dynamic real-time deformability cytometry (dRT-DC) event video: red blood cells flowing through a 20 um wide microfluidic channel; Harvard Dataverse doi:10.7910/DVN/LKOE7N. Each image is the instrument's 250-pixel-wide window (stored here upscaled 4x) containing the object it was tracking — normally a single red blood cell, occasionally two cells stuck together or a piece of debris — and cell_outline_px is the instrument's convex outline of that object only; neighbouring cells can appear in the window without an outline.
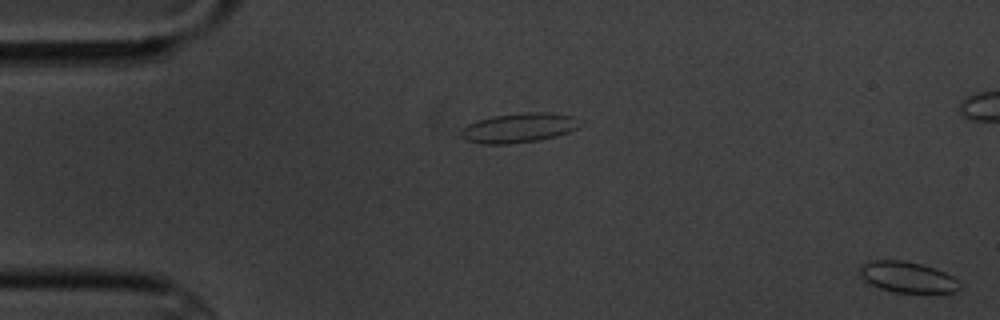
{"species": "common noctule bat (a hibernating species)", "species_latin": "Nyctalus noctula", "temperature_condition": "cold", "stored_images_in_passage": 4, "segment_of_instrument_passage": [2, 2], "camera_frame_rate_fps": 3000, "um_per_image_px": 0.085, "animal": {"sex": "male", "body_mass_g": 20.1, "forearm_length_mm": 53.5}, "frame": {"image": 1, "passage_image": 4, "time_ms": 4.333, "image_size_px": [1000, 320], "cell_outline_px": [[960, 288], [952, 292], [896, 292], [880, 288], [868, 284], [856, 272], [864, 264], [872, 260], [904, 260], [936, 268], [952, 276], [960, 284]], "centroid_in_image_um": [77.08, 23.54], "position_along_channel_um": 7.9, "area_um2": 17.92}}